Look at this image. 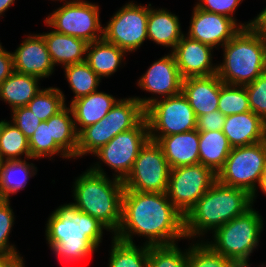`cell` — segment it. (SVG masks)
Masks as SVG:
<instances>
[{
	"label": "cell",
	"mask_w": 266,
	"mask_h": 267,
	"mask_svg": "<svg viewBox=\"0 0 266 267\" xmlns=\"http://www.w3.org/2000/svg\"><path fill=\"white\" fill-rule=\"evenodd\" d=\"M266 170V140L252 145L233 147L218 171L217 181L230 187L242 188L253 196ZM258 184V187H257Z\"/></svg>",
	"instance_id": "ba28073f"
},
{
	"label": "cell",
	"mask_w": 266,
	"mask_h": 267,
	"mask_svg": "<svg viewBox=\"0 0 266 267\" xmlns=\"http://www.w3.org/2000/svg\"><path fill=\"white\" fill-rule=\"evenodd\" d=\"M222 132L230 146L241 147L266 140V122L254 112L226 116Z\"/></svg>",
	"instance_id": "d6986e66"
},
{
	"label": "cell",
	"mask_w": 266,
	"mask_h": 267,
	"mask_svg": "<svg viewBox=\"0 0 266 267\" xmlns=\"http://www.w3.org/2000/svg\"><path fill=\"white\" fill-rule=\"evenodd\" d=\"M222 47L217 75L224 84L244 86L266 72V38L251 27L241 28Z\"/></svg>",
	"instance_id": "5b68a950"
},
{
	"label": "cell",
	"mask_w": 266,
	"mask_h": 267,
	"mask_svg": "<svg viewBox=\"0 0 266 267\" xmlns=\"http://www.w3.org/2000/svg\"><path fill=\"white\" fill-rule=\"evenodd\" d=\"M118 100L113 95L96 91L70 103L77 132L100 121Z\"/></svg>",
	"instance_id": "44dd1931"
},
{
	"label": "cell",
	"mask_w": 266,
	"mask_h": 267,
	"mask_svg": "<svg viewBox=\"0 0 266 267\" xmlns=\"http://www.w3.org/2000/svg\"><path fill=\"white\" fill-rule=\"evenodd\" d=\"M99 5L83 0L65 1L45 18V24L58 33L74 36L87 43L103 38Z\"/></svg>",
	"instance_id": "9c48e42d"
},
{
	"label": "cell",
	"mask_w": 266,
	"mask_h": 267,
	"mask_svg": "<svg viewBox=\"0 0 266 267\" xmlns=\"http://www.w3.org/2000/svg\"><path fill=\"white\" fill-rule=\"evenodd\" d=\"M218 110L224 116L251 111L245 86L223 84L219 93Z\"/></svg>",
	"instance_id": "e575fe53"
},
{
	"label": "cell",
	"mask_w": 266,
	"mask_h": 267,
	"mask_svg": "<svg viewBox=\"0 0 266 267\" xmlns=\"http://www.w3.org/2000/svg\"><path fill=\"white\" fill-rule=\"evenodd\" d=\"M65 78L69 87L75 94L74 100L85 97L90 93L96 92L101 82V78L90 68L86 62L67 65L64 67Z\"/></svg>",
	"instance_id": "4dcf8cb0"
},
{
	"label": "cell",
	"mask_w": 266,
	"mask_h": 267,
	"mask_svg": "<svg viewBox=\"0 0 266 267\" xmlns=\"http://www.w3.org/2000/svg\"><path fill=\"white\" fill-rule=\"evenodd\" d=\"M217 181L216 173L202 164L170 169L167 197L184 216Z\"/></svg>",
	"instance_id": "8fae6325"
},
{
	"label": "cell",
	"mask_w": 266,
	"mask_h": 267,
	"mask_svg": "<svg viewBox=\"0 0 266 267\" xmlns=\"http://www.w3.org/2000/svg\"><path fill=\"white\" fill-rule=\"evenodd\" d=\"M170 169L162 148L149 140L140 150L131 172L123 181L124 191L166 193Z\"/></svg>",
	"instance_id": "30bf717a"
},
{
	"label": "cell",
	"mask_w": 266,
	"mask_h": 267,
	"mask_svg": "<svg viewBox=\"0 0 266 267\" xmlns=\"http://www.w3.org/2000/svg\"><path fill=\"white\" fill-rule=\"evenodd\" d=\"M148 267H188V249L183 252L176 243L149 246Z\"/></svg>",
	"instance_id": "d590c367"
},
{
	"label": "cell",
	"mask_w": 266,
	"mask_h": 267,
	"mask_svg": "<svg viewBox=\"0 0 266 267\" xmlns=\"http://www.w3.org/2000/svg\"><path fill=\"white\" fill-rule=\"evenodd\" d=\"M20 253L0 255V267H24Z\"/></svg>",
	"instance_id": "f6af8a7d"
},
{
	"label": "cell",
	"mask_w": 266,
	"mask_h": 267,
	"mask_svg": "<svg viewBox=\"0 0 266 267\" xmlns=\"http://www.w3.org/2000/svg\"><path fill=\"white\" fill-rule=\"evenodd\" d=\"M109 267H148L149 246H138L112 237Z\"/></svg>",
	"instance_id": "f546056e"
},
{
	"label": "cell",
	"mask_w": 266,
	"mask_h": 267,
	"mask_svg": "<svg viewBox=\"0 0 266 267\" xmlns=\"http://www.w3.org/2000/svg\"><path fill=\"white\" fill-rule=\"evenodd\" d=\"M107 228L89 214L72 205L59 206L48 218L46 240L53 253L67 261L89 257L102 242Z\"/></svg>",
	"instance_id": "7a4b0ae2"
},
{
	"label": "cell",
	"mask_w": 266,
	"mask_h": 267,
	"mask_svg": "<svg viewBox=\"0 0 266 267\" xmlns=\"http://www.w3.org/2000/svg\"><path fill=\"white\" fill-rule=\"evenodd\" d=\"M2 161H3V160H2V158L0 157V168H1Z\"/></svg>",
	"instance_id": "f907efd6"
},
{
	"label": "cell",
	"mask_w": 266,
	"mask_h": 267,
	"mask_svg": "<svg viewBox=\"0 0 266 267\" xmlns=\"http://www.w3.org/2000/svg\"><path fill=\"white\" fill-rule=\"evenodd\" d=\"M5 122H6L5 120L0 121V135H1V131H2V128H3Z\"/></svg>",
	"instance_id": "681fc988"
},
{
	"label": "cell",
	"mask_w": 266,
	"mask_h": 267,
	"mask_svg": "<svg viewBox=\"0 0 266 267\" xmlns=\"http://www.w3.org/2000/svg\"><path fill=\"white\" fill-rule=\"evenodd\" d=\"M126 52L103 38L88 43L85 62L100 77H109L122 64Z\"/></svg>",
	"instance_id": "d4e9b609"
},
{
	"label": "cell",
	"mask_w": 266,
	"mask_h": 267,
	"mask_svg": "<svg viewBox=\"0 0 266 267\" xmlns=\"http://www.w3.org/2000/svg\"><path fill=\"white\" fill-rule=\"evenodd\" d=\"M12 122L20 129L29 140L38 125L42 122L27 106L18 107L12 110Z\"/></svg>",
	"instance_id": "60d3db41"
},
{
	"label": "cell",
	"mask_w": 266,
	"mask_h": 267,
	"mask_svg": "<svg viewBox=\"0 0 266 267\" xmlns=\"http://www.w3.org/2000/svg\"><path fill=\"white\" fill-rule=\"evenodd\" d=\"M259 188L266 194V170L262 177V181H261Z\"/></svg>",
	"instance_id": "c3c4849f"
},
{
	"label": "cell",
	"mask_w": 266,
	"mask_h": 267,
	"mask_svg": "<svg viewBox=\"0 0 266 267\" xmlns=\"http://www.w3.org/2000/svg\"><path fill=\"white\" fill-rule=\"evenodd\" d=\"M107 143L117 134L137 126L145 118V109L135 97L117 101L106 115Z\"/></svg>",
	"instance_id": "cb8c5ba5"
},
{
	"label": "cell",
	"mask_w": 266,
	"mask_h": 267,
	"mask_svg": "<svg viewBox=\"0 0 266 267\" xmlns=\"http://www.w3.org/2000/svg\"><path fill=\"white\" fill-rule=\"evenodd\" d=\"M135 98L145 109L150 140L157 142L163 136L196 129L194 110L182 92L160 100L157 97Z\"/></svg>",
	"instance_id": "52a82bcc"
},
{
	"label": "cell",
	"mask_w": 266,
	"mask_h": 267,
	"mask_svg": "<svg viewBox=\"0 0 266 267\" xmlns=\"http://www.w3.org/2000/svg\"><path fill=\"white\" fill-rule=\"evenodd\" d=\"M251 21L236 23L233 19L216 13L203 11L196 6L190 21L188 37L213 48L224 46L241 28L250 27Z\"/></svg>",
	"instance_id": "5bb4252c"
},
{
	"label": "cell",
	"mask_w": 266,
	"mask_h": 267,
	"mask_svg": "<svg viewBox=\"0 0 266 267\" xmlns=\"http://www.w3.org/2000/svg\"><path fill=\"white\" fill-rule=\"evenodd\" d=\"M15 0H0V16L14 4Z\"/></svg>",
	"instance_id": "7dc6e473"
},
{
	"label": "cell",
	"mask_w": 266,
	"mask_h": 267,
	"mask_svg": "<svg viewBox=\"0 0 266 267\" xmlns=\"http://www.w3.org/2000/svg\"><path fill=\"white\" fill-rule=\"evenodd\" d=\"M232 147L222 131L199 132V164L216 174L223 167Z\"/></svg>",
	"instance_id": "4316f807"
},
{
	"label": "cell",
	"mask_w": 266,
	"mask_h": 267,
	"mask_svg": "<svg viewBox=\"0 0 266 267\" xmlns=\"http://www.w3.org/2000/svg\"><path fill=\"white\" fill-rule=\"evenodd\" d=\"M106 116L78 133L77 157L95 153L107 144Z\"/></svg>",
	"instance_id": "74e56055"
},
{
	"label": "cell",
	"mask_w": 266,
	"mask_h": 267,
	"mask_svg": "<svg viewBox=\"0 0 266 267\" xmlns=\"http://www.w3.org/2000/svg\"><path fill=\"white\" fill-rule=\"evenodd\" d=\"M199 3L195 6L203 11L225 15L233 19L236 23V19L233 17V13L236 8L241 4L243 0H198Z\"/></svg>",
	"instance_id": "b9f144b4"
},
{
	"label": "cell",
	"mask_w": 266,
	"mask_h": 267,
	"mask_svg": "<svg viewBox=\"0 0 266 267\" xmlns=\"http://www.w3.org/2000/svg\"><path fill=\"white\" fill-rule=\"evenodd\" d=\"M65 95L56 87L41 89L27 104V107L42 121H47L65 106Z\"/></svg>",
	"instance_id": "d6a6232c"
},
{
	"label": "cell",
	"mask_w": 266,
	"mask_h": 267,
	"mask_svg": "<svg viewBox=\"0 0 266 267\" xmlns=\"http://www.w3.org/2000/svg\"><path fill=\"white\" fill-rule=\"evenodd\" d=\"M149 140L148 123L144 118L134 128L117 134L93 154L115 170L114 178L124 181L131 172L140 150Z\"/></svg>",
	"instance_id": "7c38bea8"
},
{
	"label": "cell",
	"mask_w": 266,
	"mask_h": 267,
	"mask_svg": "<svg viewBox=\"0 0 266 267\" xmlns=\"http://www.w3.org/2000/svg\"><path fill=\"white\" fill-rule=\"evenodd\" d=\"M182 82L183 78L171 52L152 63L138 80V86L153 95L167 98L182 92Z\"/></svg>",
	"instance_id": "e0dca14e"
},
{
	"label": "cell",
	"mask_w": 266,
	"mask_h": 267,
	"mask_svg": "<svg viewBox=\"0 0 266 267\" xmlns=\"http://www.w3.org/2000/svg\"><path fill=\"white\" fill-rule=\"evenodd\" d=\"M148 6L132 1L121 7L103 27V39L117 45L126 53L136 51L148 39Z\"/></svg>",
	"instance_id": "4fadbf2b"
},
{
	"label": "cell",
	"mask_w": 266,
	"mask_h": 267,
	"mask_svg": "<svg viewBox=\"0 0 266 267\" xmlns=\"http://www.w3.org/2000/svg\"><path fill=\"white\" fill-rule=\"evenodd\" d=\"M223 84L217 74L183 79L182 93L188 99L196 118L218 110L219 93Z\"/></svg>",
	"instance_id": "ac0fdd59"
},
{
	"label": "cell",
	"mask_w": 266,
	"mask_h": 267,
	"mask_svg": "<svg viewBox=\"0 0 266 267\" xmlns=\"http://www.w3.org/2000/svg\"><path fill=\"white\" fill-rule=\"evenodd\" d=\"M37 167L24 159L3 160L0 168V196L9 200L11 194L24 189L28 178L36 175Z\"/></svg>",
	"instance_id": "f1b7e54d"
},
{
	"label": "cell",
	"mask_w": 266,
	"mask_h": 267,
	"mask_svg": "<svg viewBox=\"0 0 266 267\" xmlns=\"http://www.w3.org/2000/svg\"><path fill=\"white\" fill-rule=\"evenodd\" d=\"M14 212L10 200L0 201V255L18 253L14 245L9 243V234L14 224Z\"/></svg>",
	"instance_id": "ab89813d"
},
{
	"label": "cell",
	"mask_w": 266,
	"mask_h": 267,
	"mask_svg": "<svg viewBox=\"0 0 266 267\" xmlns=\"http://www.w3.org/2000/svg\"><path fill=\"white\" fill-rule=\"evenodd\" d=\"M179 18L166 9H153L149 4L147 22L148 39L156 44L173 49L184 36Z\"/></svg>",
	"instance_id": "603a6c76"
},
{
	"label": "cell",
	"mask_w": 266,
	"mask_h": 267,
	"mask_svg": "<svg viewBox=\"0 0 266 267\" xmlns=\"http://www.w3.org/2000/svg\"><path fill=\"white\" fill-rule=\"evenodd\" d=\"M22 155L29 160L34 159L30 156L29 140L24 133L6 120L0 135V157L2 160H16Z\"/></svg>",
	"instance_id": "1f68e13d"
},
{
	"label": "cell",
	"mask_w": 266,
	"mask_h": 267,
	"mask_svg": "<svg viewBox=\"0 0 266 267\" xmlns=\"http://www.w3.org/2000/svg\"><path fill=\"white\" fill-rule=\"evenodd\" d=\"M250 27L266 38V8L251 20Z\"/></svg>",
	"instance_id": "bcb514c9"
},
{
	"label": "cell",
	"mask_w": 266,
	"mask_h": 267,
	"mask_svg": "<svg viewBox=\"0 0 266 267\" xmlns=\"http://www.w3.org/2000/svg\"><path fill=\"white\" fill-rule=\"evenodd\" d=\"M226 116L219 110L197 117L196 129L199 132L222 131Z\"/></svg>",
	"instance_id": "7bdbcfd3"
},
{
	"label": "cell",
	"mask_w": 266,
	"mask_h": 267,
	"mask_svg": "<svg viewBox=\"0 0 266 267\" xmlns=\"http://www.w3.org/2000/svg\"><path fill=\"white\" fill-rule=\"evenodd\" d=\"M188 267H241L237 262L215 252L208 244L198 242L188 248Z\"/></svg>",
	"instance_id": "836d02e7"
},
{
	"label": "cell",
	"mask_w": 266,
	"mask_h": 267,
	"mask_svg": "<svg viewBox=\"0 0 266 267\" xmlns=\"http://www.w3.org/2000/svg\"><path fill=\"white\" fill-rule=\"evenodd\" d=\"M171 169L199 164V131L197 129L161 137L156 142Z\"/></svg>",
	"instance_id": "ffe728a7"
},
{
	"label": "cell",
	"mask_w": 266,
	"mask_h": 267,
	"mask_svg": "<svg viewBox=\"0 0 266 267\" xmlns=\"http://www.w3.org/2000/svg\"><path fill=\"white\" fill-rule=\"evenodd\" d=\"M133 234L148 239V246L174 244L186 239L184 216L166 193L124 191L121 223L113 237L134 244Z\"/></svg>",
	"instance_id": "6da1fadb"
},
{
	"label": "cell",
	"mask_w": 266,
	"mask_h": 267,
	"mask_svg": "<svg viewBox=\"0 0 266 267\" xmlns=\"http://www.w3.org/2000/svg\"><path fill=\"white\" fill-rule=\"evenodd\" d=\"M50 124L51 139L70 157H77L78 132L71 107L65 106L47 121Z\"/></svg>",
	"instance_id": "83f0119b"
},
{
	"label": "cell",
	"mask_w": 266,
	"mask_h": 267,
	"mask_svg": "<svg viewBox=\"0 0 266 267\" xmlns=\"http://www.w3.org/2000/svg\"><path fill=\"white\" fill-rule=\"evenodd\" d=\"M244 86L251 111L266 122V72Z\"/></svg>",
	"instance_id": "f35d334b"
},
{
	"label": "cell",
	"mask_w": 266,
	"mask_h": 267,
	"mask_svg": "<svg viewBox=\"0 0 266 267\" xmlns=\"http://www.w3.org/2000/svg\"><path fill=\"white\" fill-rule=\"evenodd\" d=\"M263 220L253 208L233 218L213 233V241L205 242L215 252L237 262L241 267H250L249 256L259 245Z\"/></svg>",
	"instance_id": "8992f818"
},
{
	"label": "cell",
	"mask_w": 266,
	"mask_h": 267,
	"mask_svg": "<svg viewBox=\"0 0 266 267\" xmlns=\"http://www.w3.org/2000/svg\"><path fill=\"white\" fill-rule=\"evenodd\" d=\"M253 203V196L245 189L216 181L184 215L186 239L200 237L208 230L214 232L233 218L245 214Z\"/></svg>",
	"instance_id": "277c9868"
},
{
	"label": "cell",
	"mask_w": 266,
	"mask_h": 267,
	"mask_svg": "<svg viewBox=\"0 0 266 267\" xmlns=\"http://www.w3.org/2000/svg\"><path fill=\"white\" fill-rule=\"evenodd\" d=\"M29 149L31 158H48L59 154L63 158H70L55 142L51 139L50 124L42 121L37 129L34 131L33 136L29 139Z\"/></svg>",
	"instance_id": "8d00e7d4"
},
{
	"label": "cell",
	"mask_w": 266,
	"mask_h": 267,
	"mask_svg": "<svg viewBox=\"0 0 266 267\" xmlns=\"http://www.w3.org/2000/svg\"><path fill=\"white\" fill-rule=\"evenodd\" d=\"M14 72L13 54L0 45V86Z\"/></svg>",
	"instance_id": "ee69618b"
},
{
	"label": "cell",
	"mask_w": 266,
	"mask_h": 267,
	"mask_svg": "<svg viewBox=\"0 0 266 267\" xmlns=\"http://www.w3.org/2000/svg\"><path fill=\"white\" fill-rule=\"evenodd\" d=\"M97 162L74 182L75 203H69L79 211L97 219L114 235L121 223L123 181L106 176Z\"/></svg>",
	"instance_id": "3957f363"
},
{
	"label": "cell",
	"mask_w": 266,
	"mask_h": 267,
	"mask_svg": "<svg viewBox=\"0 0 266 267\" xmlns=\"http://www.w3.org/2000/svg\"><path fill=\"white\" fill-rule=\"evenodd\" d=\"M12 54L15 72L39 79L47 78L54 72L55 65L41 34L29 35Z\"/></svg>",
	"instance_id": "2e32d148"
},
{
	"label": "cell",
	"mask_w": 266,
	"mask_h": 267,
	"mask_svg": "<svg viewBox=\"0 0 266 267\" xmlns=\"http://www.w3.org/2000/svg\"><path fill=\"white\" fill-rule=\"evenodd\" d=\"M39 78L13 72L0 86V100L11 106V111L18 107L27 106L29 101L41 90Z\"/></svg>",
	"instance_id": "484cf974"
},
{
	"label": "cell",
	"mask_w": 266,
	"mask_h": 267,
	"mask_svg": "<svg viewBox=\"0 0 266 267\" xmlns=\"http://www.w3.org/2000/svg\"><path fill=\"white\" fill-rule=\"evenodd\" d=\"M46 41L53 64L63 67L85 62L88 43L80 38L58 33L55 30L41 34Z\"/></svg>",
	"instance_id": "7402d4cb"
},
{
	"label": "cell",
	"mask_w": 266,
	"mask_h": 267,
	"mask_svg": "<svg viewBox=\"0 0 266 267\" xmlns=\"http://www.w3.org/2000/svg\"><path fill=\"white\" fill-rule=\"evenodd\" d=\"M185 35L172 51L182 78L217 74V65L212 63L213 47Z\"/></svg>",
	"instance_id": "9a60e30c"
}]
</instances>
